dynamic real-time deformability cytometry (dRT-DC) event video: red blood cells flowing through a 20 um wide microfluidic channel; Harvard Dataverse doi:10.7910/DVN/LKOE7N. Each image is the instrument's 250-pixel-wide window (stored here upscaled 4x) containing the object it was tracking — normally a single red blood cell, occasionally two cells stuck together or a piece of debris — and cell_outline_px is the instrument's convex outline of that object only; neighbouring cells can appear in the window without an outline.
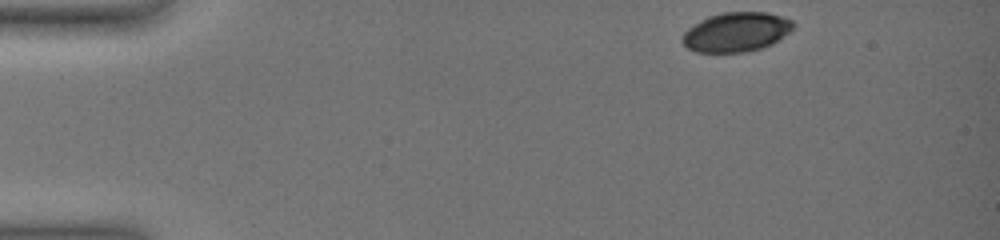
{"species": "common noctule bat (a hibernating species)", "species_latin": "Nyctalus noctula", "temperature_condition": "warm", "stored_images_in_passage": 27, "camera_frame_rate_fps": 3000, "um_per_image_px": 0.085, "animal": {"sex": "female", "body_mass_g": 19.0, "forearm_length_mm": 51.5}, "frame": {"image": 1, "passage_image": 1, "time_ms": 0.0, "image_size_px": [1000, 240], "cell_outline_px": [[796, 24], [788, 32], [772, 44], [748, 52], [696, 52], [688, 48], [680, 40], [680, 36], [688, 28], [708, 16], [724, 12], [768, 12], [792, 20]], "centroid_in_image_um": [62.56, 2.72], "position_along_channel_um": 22.4, "area_um2": 25.43}}
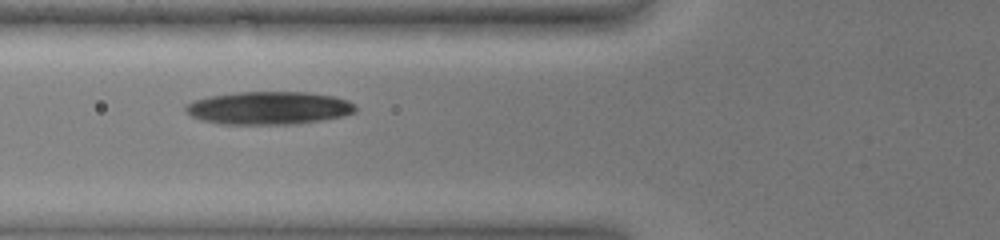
{"frame": {"image": 2, "passage_image": 16, "time_ms": 5.0, "image_size_px": [1000, 240], "cell_outline_px": [[356, 112], [344, 116], [296, 124], [220, 124], [200, 120], [184, 112], [184, 108], [188, 104], [196, 100], [208, 96], [240, 92], [308, 92], [336, 96], [348, 100], [356, 104]], "centroid_in_image_um": [22.88, 9.18], "position_along_channel_um": 102.9, "area_um2": 32.83}}
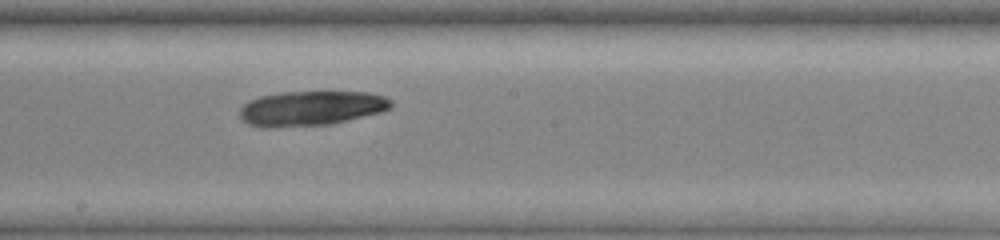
{"frame": {"image": 3, "passage_image": 27, "time_ms": 8.333, "image_size_px": [1000, 240], "cell_outline_px": [[392, 108], [384, 112], [332, 124], [276, 128], [260, 128], [248, 124], [240, 120], [240, 108], [248, 100], [260, 96], [280, 92], [368, 92], [384, 96], [392, 100]], "centroid_in_image_um": [26.44, 9.22], "position_along_channel_um": 221.8, "area_um2": 31.33}}